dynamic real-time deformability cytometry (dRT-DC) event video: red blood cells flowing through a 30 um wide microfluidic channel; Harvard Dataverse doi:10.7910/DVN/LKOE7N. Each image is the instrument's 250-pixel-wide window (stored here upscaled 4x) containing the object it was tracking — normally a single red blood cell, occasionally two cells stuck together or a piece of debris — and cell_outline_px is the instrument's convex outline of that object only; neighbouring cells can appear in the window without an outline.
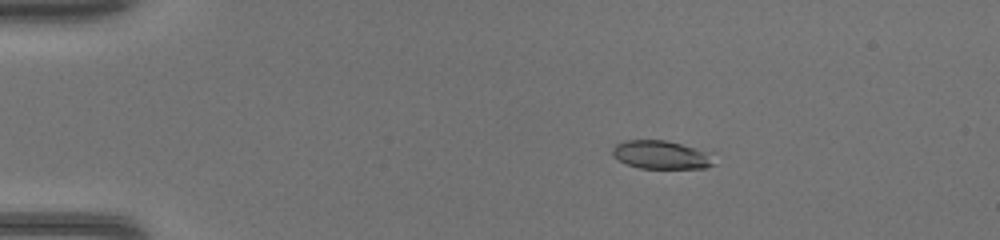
{"species": "common noctule bat (a hibernating species)", "species_latin": "Nyctalus noctula", "temperature_condition": "warm", "stored_images_in_passage": 46, "camera_frame_rate_fps": 3000, "um_per_image_px": 0.085, "animal": {"sex": "female", "body_mass_g": 17.0, "forearm_length_mm": 48.0}, "frame": {"image": 1, "passage_image": 9, "time_ms": 2.667, "image_size_px": [1000, 240], "cell_outline_px": [[716, 164], [704, 168], [640, 168], [628, 164], [612, 156], [612, 148], [616, 144], [624, 140], [664, 140], [712, 152]], "centroid_in_image_um": [56.24, 13.16], "position_along_channel_um": 28.8, "area_um2": 16.88}}
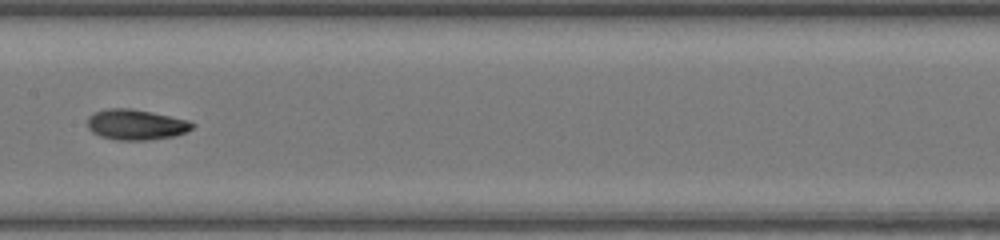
{"frame": {"image": 2, "passage_image": 25, "time_ms": 8.0, "image_size_px": [1000, 240], "cell_outline_px": [[196, 124], [192, 128], [176, 136], [148, 140], [116, 140], [100, 136], [92, 132], [88, 128], [88, 116], [96, 112], [108, 108], [132, 108], [152, 112], [188, 120]], "centroid_in_image_um": [11.56, 10.59], "position_along_channel_um": 195.8, "area_um2": 18.67}}
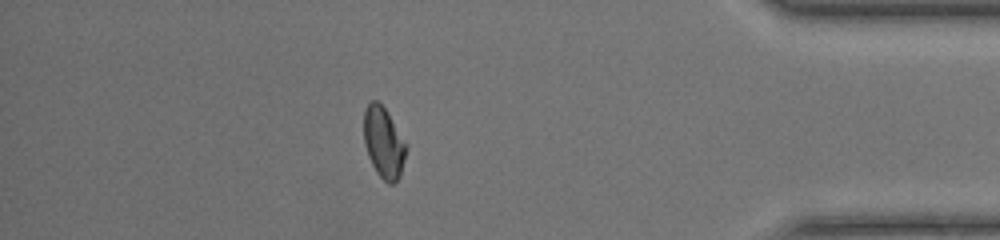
{"frame": {"image": 3, "passage_image": 41, "time_ms": 13.333, "image_size_px": [1000, 240], "cell_outline_px": [[408, 148], [400, 176], [392, 184], [388, 184], [376, 172], [368, 156], [364, 144], [364, 108], [372, 100], [376, 100], [384, 108], [408, 144]], "centroid_in_image_um": [32.62, 12.13], "position_along_channel_um": 402.6, "area_um2": 17.57}}